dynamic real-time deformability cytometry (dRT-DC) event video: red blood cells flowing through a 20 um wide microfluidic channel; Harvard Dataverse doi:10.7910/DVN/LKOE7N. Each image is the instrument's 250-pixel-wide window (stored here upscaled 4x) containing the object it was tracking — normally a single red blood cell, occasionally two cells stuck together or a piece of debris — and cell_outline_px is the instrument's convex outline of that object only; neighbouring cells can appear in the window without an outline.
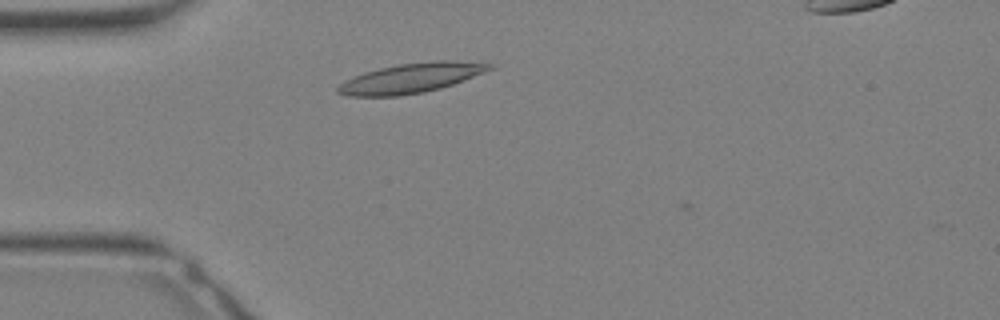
{"species": "Egyptian fruit bat (a non-hibernating species)", "species_latin": "Rousettus aegyptiacus", "temperature_condition": "warm", "stored_images_in_passage": 4, "camera_frame_rate_fps": 3000, "um_per_image_px": 0.085, "animal": {"sex": "female"}, "frame": {"image": 1, "passage_image": 1, "time_ms": 0.0, "image_size_px": [1000, 320], "cell_outline_px": [[492, 68], [484, 72], [452, 84], [440, 88], [424, 92], [400, 96], [348, 96], [336, 92], [336, 88], [344, 80], [352, 76], [364, 72], [380, 68], [400, 64], [432, 60], [456, 60], [492, 64]], "centroid_in_image_um": [34.88, 6.63], "position_along_channel_um": 50.1, "area_um2": 26.18}}
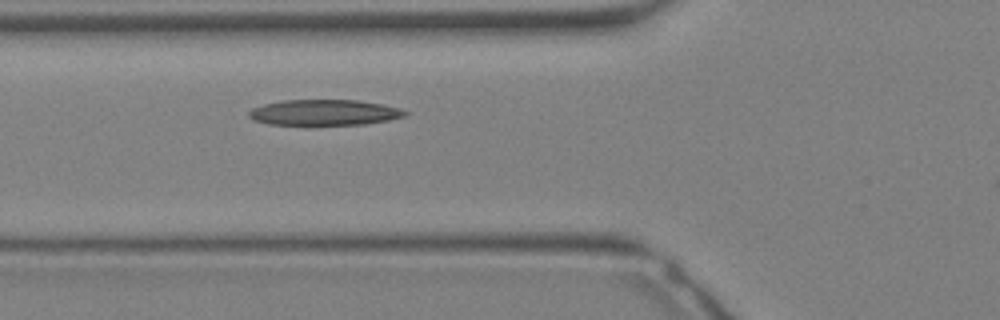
{"frame": {"image": 2, "passage_image": 4, "time_ms": 1.0, "image_size_px": [1000, 320], "cell_outline_px": [[408, 116], [388, 120], [364, 124], [268, 124], [252, 120], [248, 116], [248, 112], [252, 108], [264, 104], [284, 100], [360, 100], [400, 108], [408, 112]], "centroid_in_image_um": [27.57, 9.55], "position_along_channel_um": 98.2, "area_um2": 23.29}}